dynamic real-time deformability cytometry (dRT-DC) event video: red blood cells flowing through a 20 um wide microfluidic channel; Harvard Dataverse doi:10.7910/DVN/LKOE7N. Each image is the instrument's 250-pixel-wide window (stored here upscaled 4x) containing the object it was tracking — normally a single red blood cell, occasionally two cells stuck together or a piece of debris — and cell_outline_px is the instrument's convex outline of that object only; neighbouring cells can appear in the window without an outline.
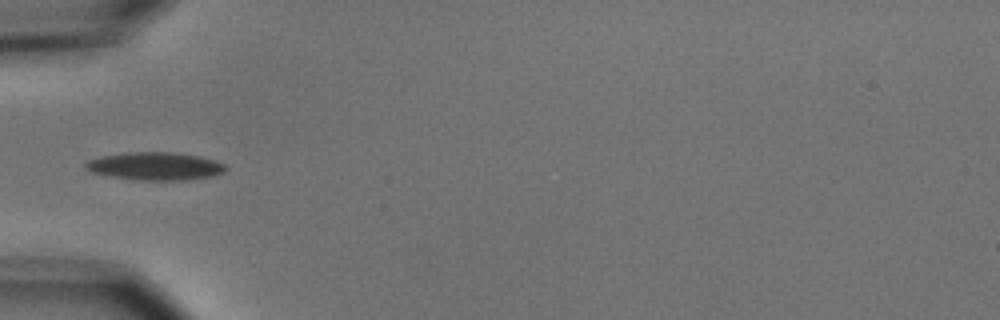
{"species": "common noctule bat (a hibernating species)", "species_latin": "Nyctalus noctula", "temperature_condition": "cold", "stored_images_in_passage": 5, "camera_frame_rate_fps": 3000, "um_per_image_px": 0.085, "animal": {"sex": "male", "body_mass_g": 15.6}, "frame": {"image": 1, "passage_image": 5, "time_ms": 4.667, "image_size_px": [1000, 320], "cell_outline_px": [[228, 168], [224, 172], [212, 176], [188, 180], [136, 180], [108, 176], [92, 172], [84, 168], [84, 164], [88, 160], [100, 156], [128, 152], [172, 152], [200, 156], [216, 160], [224, 164]], "centroid_in_image_um": [13.19, 14.12], "position_along_channel_um": 71.8, "area_um2": 23.0}}